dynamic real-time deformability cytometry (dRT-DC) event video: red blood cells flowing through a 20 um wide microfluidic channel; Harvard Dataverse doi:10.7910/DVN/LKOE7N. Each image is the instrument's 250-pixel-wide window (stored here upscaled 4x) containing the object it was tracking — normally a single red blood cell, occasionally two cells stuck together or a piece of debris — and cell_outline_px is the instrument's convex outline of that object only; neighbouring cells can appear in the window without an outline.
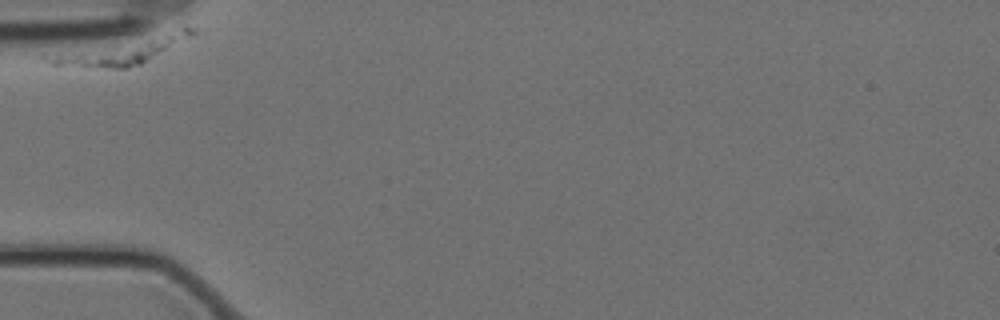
{"species": "Egyptian fruit bat (a non-hibernating species)", "species_latin": "Rousettus aegyptiacus", "temperature_condition": "cold", "stored_images_in_passage": 5, "camera_frame_rate_fps": 3000, "um_per_image_px": 0.085, "animal": {"sex": "female"}, "frame": {"image": 1, "passage_image": 1, "time_ms": 0.0, "image_size_px": [1000, 320], "cell_outline_px": [[196, 32], [140, 64], [128, 68], [108, 68], [52, 64], [44, 60], [40, 56], [184, 28], [192, 28]], "centroid_in_image_um": [10.23, 4.34], "position_along_channel_um": 74.8, "area_um2": 20.75}}